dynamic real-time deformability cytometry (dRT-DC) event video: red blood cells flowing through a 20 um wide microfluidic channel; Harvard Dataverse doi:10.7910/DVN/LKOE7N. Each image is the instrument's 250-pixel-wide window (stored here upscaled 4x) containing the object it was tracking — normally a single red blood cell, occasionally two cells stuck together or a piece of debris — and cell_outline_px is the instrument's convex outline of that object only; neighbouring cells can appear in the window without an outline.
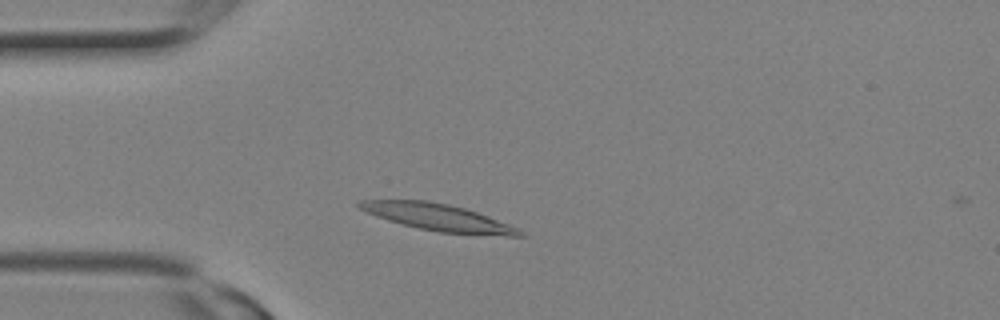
{"species": "Egyptian fruit bat (a non-hibernating species)", "species_latin": "Rousettus aegyptiacus", "temperature_condition": "room temperature", "stored_images_in_passage": 5, "camera_frame_rate_fps": 3000, "um_per_image_px": 0.085, "animal": {"sex": "female"}, "frame": {"image": 1, "passage_image": 4, "time_ms": 1.0, "image_size_px": [1000, 320], "cell_outline_px": [[524, 236], [508, 236], [440, 232], [420, 228], [388, 220], [376, 216], [360, 208], [356, 204], [360, 200], [428, 200], [448, 204], [464, 208], [488, 216], [520, 228], [524, 232]], "centroid_in_image_um": [37.28, 18.47], "position_along_channel_um": 47.7, "area_um2": 24.8}}